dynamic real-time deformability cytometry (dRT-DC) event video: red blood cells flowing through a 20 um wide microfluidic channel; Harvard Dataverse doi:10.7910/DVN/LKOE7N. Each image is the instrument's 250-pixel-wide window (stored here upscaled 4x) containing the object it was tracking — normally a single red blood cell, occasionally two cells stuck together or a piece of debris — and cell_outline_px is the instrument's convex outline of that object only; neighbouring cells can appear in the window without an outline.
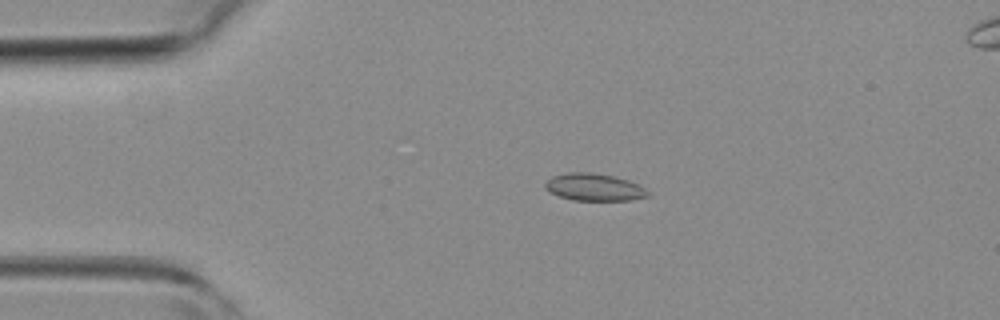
{"species": "common noctule bat (a hibernating species)", "species_latin": "Nyctalus noctula", "temperature_condition": "room temperature", "stored_images_in_passage": 5, "camera_frame_rate_fps": 3000, "um_per_image_px": 0.085, "animal": {"sex": "female", "body_mass_g": 19.3, "forearm_length_mm": 54.1}, "frame": {"image": 1, "passage_image": 3, "time_ms": 2.333, "image_size_px": [1000, 320], "cell_outline_px": [[648, 196], [632, 200], [572, 200], [560, 196], [544, 188], [544, 184], [552, 176], [568, 172], [588, 172], [612, 176], [628, 180], [644, 188], [648, 192]], "centroid_in_image_um": [50.48, 15.91], "position_along_channel_um": 34.5, "area_um2": 16.07}}